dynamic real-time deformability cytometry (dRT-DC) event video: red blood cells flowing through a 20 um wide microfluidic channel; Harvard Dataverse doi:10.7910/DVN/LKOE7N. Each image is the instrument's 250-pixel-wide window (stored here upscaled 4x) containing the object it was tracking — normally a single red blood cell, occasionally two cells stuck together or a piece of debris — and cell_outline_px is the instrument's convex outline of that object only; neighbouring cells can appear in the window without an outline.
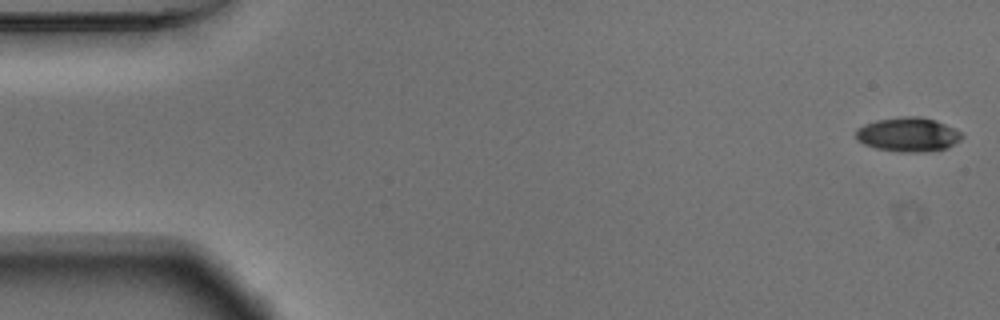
{"species": "Egyptian fruit bat (a non-hibernating species)", "species_latin": "Rousettus aegyptiacus", "temperature_condition": "warm", "stored_images_in_passage": 54, "camera_frame_rate_fps": 3000, "um_per_image_px": 0.085, "animal": {"sex": "male"}, "frame": {"image": 1, "passage_image": 1, "time_ms": 0.0, "image_size_px": [1000, 320], "cell_outline_px": [[964, 136], [960, 140], [948, 148], [924, 152], [900, 152], [876, 148], [864, 144], [856, 140], [856, 128], [864, 124], [876, 120], [904, 116], [920, 116], [936, 120], [960, 132]], "centroid_in_image_um": [77.17, 11.44], "position_along_channel_um": 7.8, "area_um2": 21.21}}
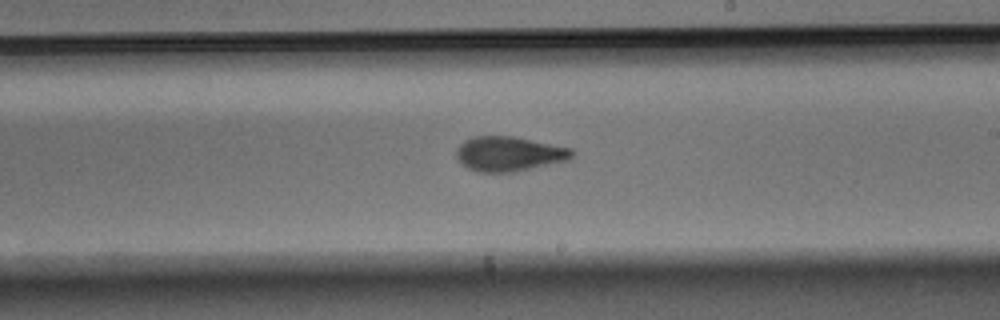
{"frame": {"image": 2, "passage_image": 31, "time_ms": 10.0, "image_size_px": [1000, 320], "cell_outline_px": [[576, 152], [568, 160], [516, 172], [476, 172], [468, 168], [456, 156], [456, 148], [464, 140], [472, 136], [512, 136], [572, 148]], "centroid_in_image_um": [43.27, 13.07], "position_along_channel_um": 245.7, "area_um2": 23.47}}
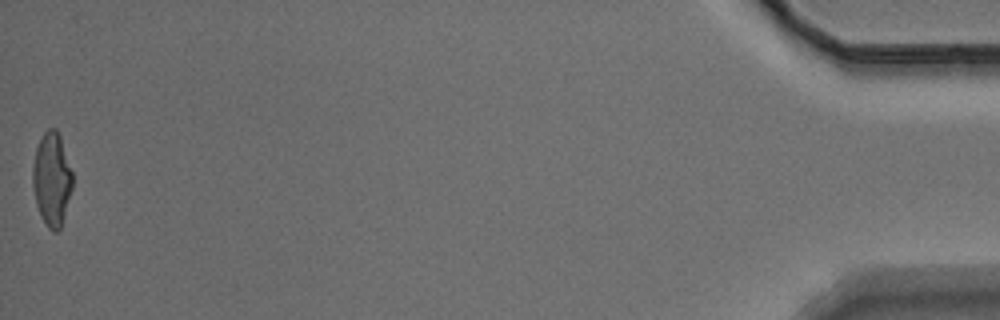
{"frame": {"image": 3, "passage_image": 54, "time_ms": 17.667, "image_size_px": [1000, 320], "cell_outline_px": [[72, 188], [60, 228], [56, 232], [52, 232], [48, 228], [40, 216], [36, 204], [32, 188], [32, 168], [36, 148], [44, 132], [48, 128], [56, 128], [60, 136], [72, 172]], "centroid_in_image_um": [4.38, 15.24], "position_along_channel_um": 430.8, "area_um2": 21.62}, "authors_computed_cell_mechanics": {"area_um2": 22.4553, "velocity_mm_per_s": 3.7197, "shape_relaxation_time_tau1_ms": 4.9733, "shape_relaxation_time_tau2_ms": 2.7084, "deformation_change_tau1": 0.21, "deformation_change_tau2": 0.0902}}